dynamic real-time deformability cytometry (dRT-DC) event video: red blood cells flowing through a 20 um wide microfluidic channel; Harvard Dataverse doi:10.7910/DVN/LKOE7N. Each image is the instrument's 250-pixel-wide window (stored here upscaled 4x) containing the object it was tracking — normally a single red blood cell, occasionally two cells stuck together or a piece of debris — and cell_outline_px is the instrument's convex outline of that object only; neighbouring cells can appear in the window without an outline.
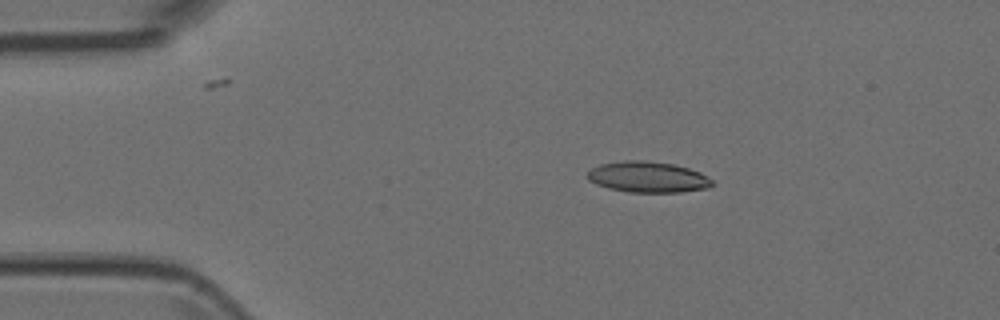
{"species": "Egyptian fruit bat (a non-hibernating species)", "species_latin": "Rousettus aegyptiacus", "temperature_condition": "room temperature", "stored_images_in_passage": 4, "camera_frame_rate_fps": 3000, "um_per_image_px": 0.085, "animal": {"sex": "female"}, "frame": {"image": 1, "passage_image": 3, "time_ms": 0.667, "image_size_px": [1000, 320], "cell_outline_px": [[712, 184], [708, 188], [680, 192], [628, 192], [608, 188], [596, 184], [588, 180], [588, 172], [592, 168], [600, 164], [624, 160], [644, 160], [672, 164], [688, 168], [700, 172], [712, 180]], "centroid_in_image_um": [55.05, 15.05], "position_along_channel_um": 30.0, "area_um2": 22.37}}